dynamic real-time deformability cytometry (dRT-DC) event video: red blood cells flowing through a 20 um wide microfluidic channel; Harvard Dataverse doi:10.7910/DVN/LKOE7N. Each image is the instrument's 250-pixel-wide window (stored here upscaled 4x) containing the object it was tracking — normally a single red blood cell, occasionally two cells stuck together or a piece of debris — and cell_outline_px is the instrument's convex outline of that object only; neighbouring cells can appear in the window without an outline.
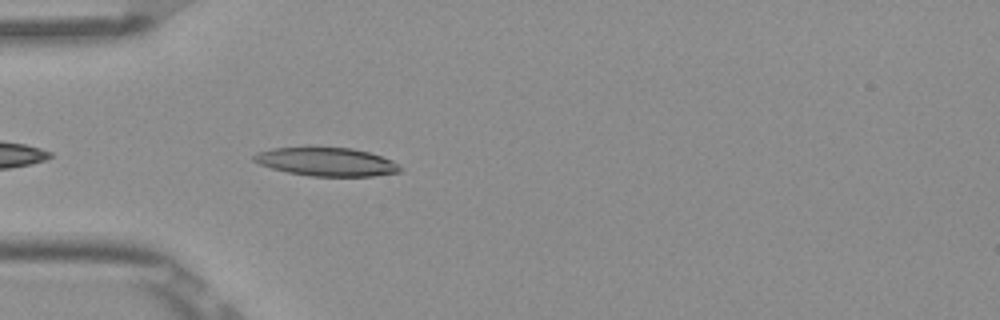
{"species": "Egyptian fruit bat (a non-hibernating species)", "species_latin": "Rousettus aegyptiacus", "temperature_condition": "room temperature", "stored_images_in_passage": 39, "camera_frame_rate_fps": 3000, "um_per_image_px": 0.085, "frame": {"image": 1, "passage_image": 3, "time_ms": 0.667, "image_size_px": [1000, 320], "cell_outline_px": [[400, 172], [372, 176], [308, 176], [288, 172], [272, 168], [260, 164], [252, 160], [252, 156], [256, 152], [272, 148], [352, 148], [368, 152], [392, 160], [400, 168]], "centroid_in_image_um": [27.71, 13.76], "position_along_channel_um": 57.3, "area_um2": 23.93}}
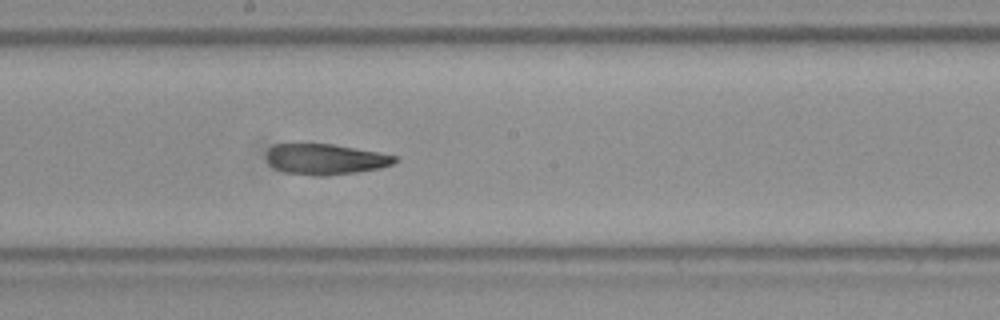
{"frame": {"image": 2, "passage_image": 16, "time_ms": 5.0, "image_size_px": [1000, 320], "cell_outline_px": [[400, 160], [392, 164], [380, 168], [356, 172], [324, 176], [316, 176], [284, 172], [272, 168], [268, 164], [264, 156], [268, 148], [276, 144], [332, 144], [380, 152], [396, 156]], "centroid_in_image_um": [27.62, 13.53], "position_along_channel_um": 220.6, "area_um2": 23.24}}
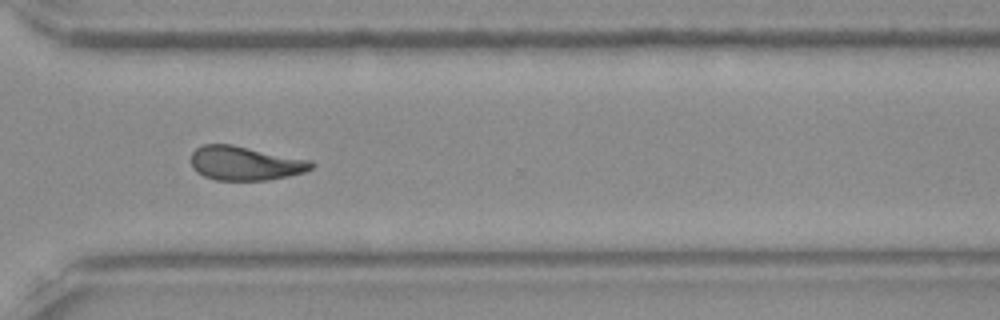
{"frame": {"image": 3, "passage_image": 26, "time_ms": 8.333, "image_size_px": [1000, 320], "cell_outline_px": [[316, 164], [312, 168], [304, 172], [288, 176], [268, 180], [216, 180], [204, 176], [196, 172], [192, 168], [192, 152], [196, 148], [204, 144], [232, 144], [312, 160]], "centroid_in_image_um": [20.85, 13.87], "position_along_channel_um": 349.7, "area_um2": 24.04}, "authors_computed_cell_mechanics": {"area_um2": 23.8714, "velocity_mm_per_s": 3.8819, "shape_relaxation_time_tau1_ms": 10.9307, "shape_relaxation_time_tau2_ms": 4.0305, "deformation_change_tau1": 0.2247, "deformation_change_tau2": 0.1271}}